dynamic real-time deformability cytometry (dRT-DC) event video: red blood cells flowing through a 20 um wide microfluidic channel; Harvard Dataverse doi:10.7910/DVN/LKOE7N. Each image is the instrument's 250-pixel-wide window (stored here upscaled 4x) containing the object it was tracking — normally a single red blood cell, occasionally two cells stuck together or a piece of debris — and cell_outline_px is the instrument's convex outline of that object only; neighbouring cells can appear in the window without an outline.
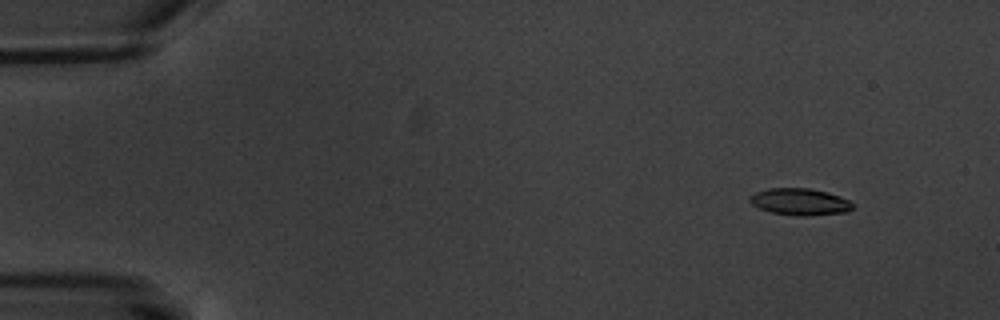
{"species": "common noctule bat (a hibernating species)", "species_latin": "Nyctalus noctula", "temperature_condition": "warm", "stored_images_in_passage": 10, "camera_frame_rate_fps": 3000, "um_per_image_px": 0.085, "animal": {"sex": "male", "body_mass_g": 20.1, "forearm_length_mm": 53.5}, "frame": {"image": 1, "passage_image": 1, "time_ms": 0.0, "image_size_px": [1000, 320], "cell_outline_px": [[852, 208], [848, 212], [808, 216], [796, 216], [772, 212], [760, 208], [752, 204], [748, 200], [748, 196], [756, 192], [768, 188], [808, 188], [828, 192], [840, 196], [848, 200], [852, 204]], "centroid_in_image_um": [67.98, 17.15], "position_along_channel_um": 17.0, "area_um2": 16.13}}
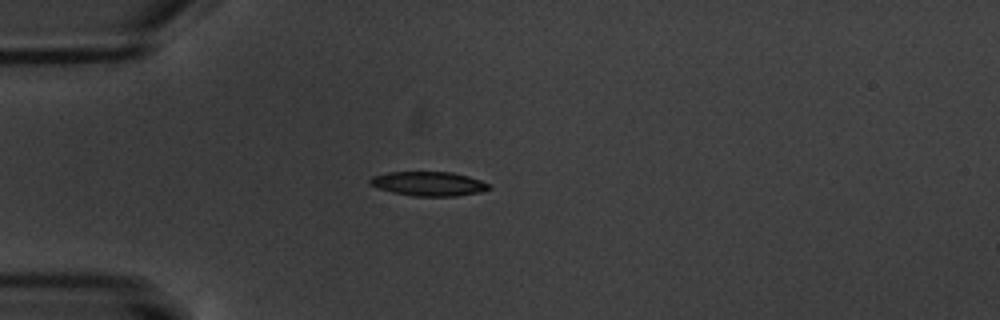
{"frame": {"image": 2, "passage_image": 4, "time_ms": 3.667, "image_size_px": [1000, 320], "cell_outline_px": [[492, 188], [480, 192], [456, 196], [412, 196], [392, 192], [368, 184], [368, 180], [372, 176], [388, 172], [452, 172], [468, 176], [480, 180], [488, 184]], "centroid_in_image_um": [36.42, 15.62], "position_along_channel_um": 48.6, "area_um2": 16.82}}
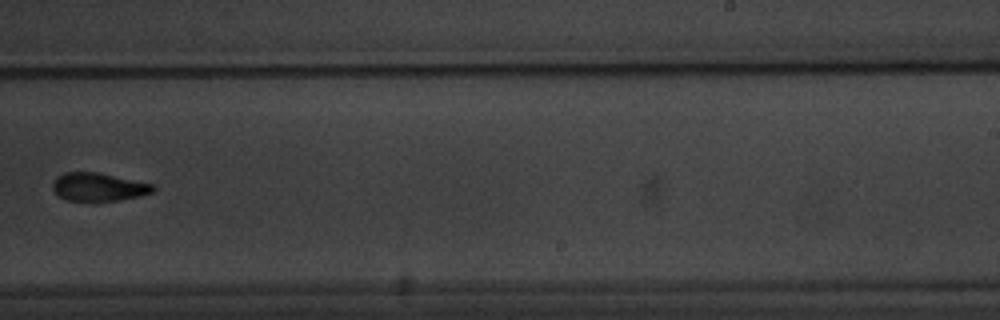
{"frame": {"image": 3, "passage_image": 10, "time_ms": 11.0, "image_size_px": [1000, 320], "cell_outline_px": [[156, 188], [152, 192], [140, 196], [120, 200], [68, 200], [60, 196], [52, 188], [52, 184], [56, 176], [64, 172], [96, 172], [152, 184]], "centroid_in_image_um": [8.35, 15.88], "position_along_channel_um": 280.6, "area_um2": 16.18}}